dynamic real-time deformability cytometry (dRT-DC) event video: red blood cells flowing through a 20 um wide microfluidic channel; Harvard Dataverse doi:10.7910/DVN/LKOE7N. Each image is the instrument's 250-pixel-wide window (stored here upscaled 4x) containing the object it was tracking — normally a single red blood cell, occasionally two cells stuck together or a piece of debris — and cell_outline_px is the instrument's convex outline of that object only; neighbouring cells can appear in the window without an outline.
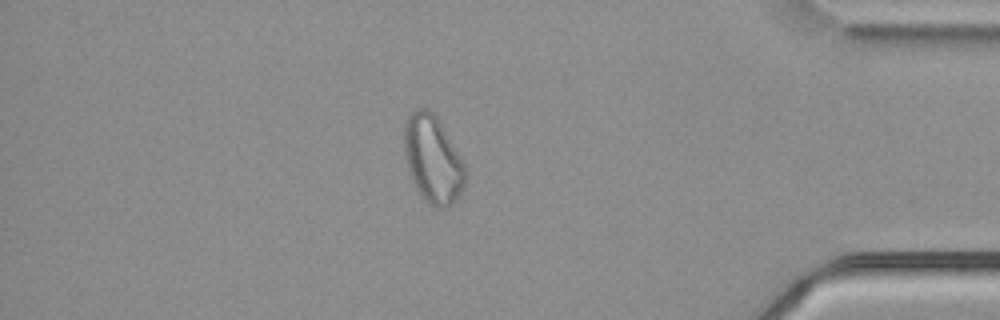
{"species": "common noctule bat (a hibernating species)", "species_latin": "Nyctalus noctula", "temperature_condition": "cold", "stored_images_in_passage": 48, "camera_frame_rate_fps": 3000, "um_per_image_px": 0.085, "animal": {"sex": "male", "body_mass_g": 21.5, "forearm_length_mm": 52.0}, "frame": {"image": 1, "passage_image": 41, "time_ms": 13.333, "image_size_px": [1000, 320], "cell_outline_px": [[468, 172], [464, 184], [460, 192], [444, 208], [440, 208], [432, 204], [416, 188], [408, 168], [404, 152], [404, 120], [416, 108], [428, 108], [436, 116], [460, 156]], "centroid_in_image_um": [36.77, 13.47], "position_along_channel_um": 398.4, "area_um2": 30.4}, "authors_computed_cell_mechanics": {"area_um2": 29.6225, "velocity_mm_per_s": 3.7439, "shape_relaxation_time_tau1_ms": null, "shape_relaxation_time_tau2_ms": 2.4905, "deformation_change_tau1": null, "deformation_change_tau2": 0.1042}}